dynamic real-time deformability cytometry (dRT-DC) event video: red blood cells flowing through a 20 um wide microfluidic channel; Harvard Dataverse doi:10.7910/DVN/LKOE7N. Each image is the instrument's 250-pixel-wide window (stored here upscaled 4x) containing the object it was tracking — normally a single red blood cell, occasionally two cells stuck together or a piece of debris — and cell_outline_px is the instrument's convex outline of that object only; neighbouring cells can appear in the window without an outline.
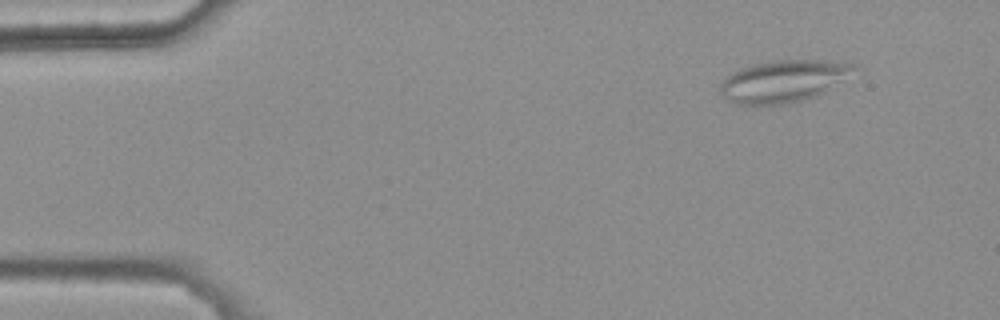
{"species": "common noctule bat (a hibernating species)", "species_latin": "Nyctalus noctula", "temperature_condition": "warm", "stored_images_in_passage": 17, "camera_frame_rate_fps": 3000, "um_per_image_px": 0.085, "animal": {"sex": "female", "body_mass_g": 25.1}, "frame": {"image": 1, "passage_image": 3, "time_ms": 0.667, "image_size_px": [1000, 320], "cell_outline_px": [[856, 68], [840, 80], [816, 96], [804, 100], [788, 104], [736, 104], [728, 100], [720, 92], [720, 84], [732, 72], [740, 68], [752, 64], [772, 60], [820, 60], [856, 64]], "centroid_in_image_um": [66.52, 6.89], "position_along_channel_um": 18.5, "area_um2": 32.19}}